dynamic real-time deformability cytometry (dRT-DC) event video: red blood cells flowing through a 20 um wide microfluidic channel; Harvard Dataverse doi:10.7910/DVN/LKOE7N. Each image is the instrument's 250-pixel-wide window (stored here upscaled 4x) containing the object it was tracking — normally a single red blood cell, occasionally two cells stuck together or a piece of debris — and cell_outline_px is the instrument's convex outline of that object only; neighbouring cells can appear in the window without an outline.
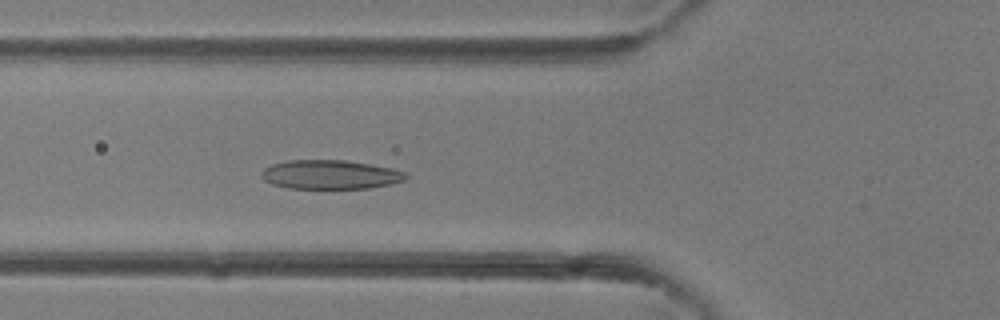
{"species": "common noctule bat (a hibernating species)", "species_latin": "Nyctalus noctula", "temperature_condition": "room temperature", "stored_images_in_passage": 41, "camera_frame_rate_fps": 3000, "um_per_image_px": 0.085, "animal": {"sex": "female"}, "frame": {"image": 1, "passage_image": 14, "time_ms": 4.333, "image_size_px": [1000, 320], "cell_outline_px": [[408, 176], [404, 180], [388, 184], [368, 188], [288, 188], [272, 184], [264, 180], [260, 176], [260, 172], [264, 168], [272, 164], [288, 160], [344, 160], [392, 168], [408, 172]], "centroid_in_image_um": [28.04, 14.83], "position_along_channel_um": 97.8, "area_um2": 24.39}}
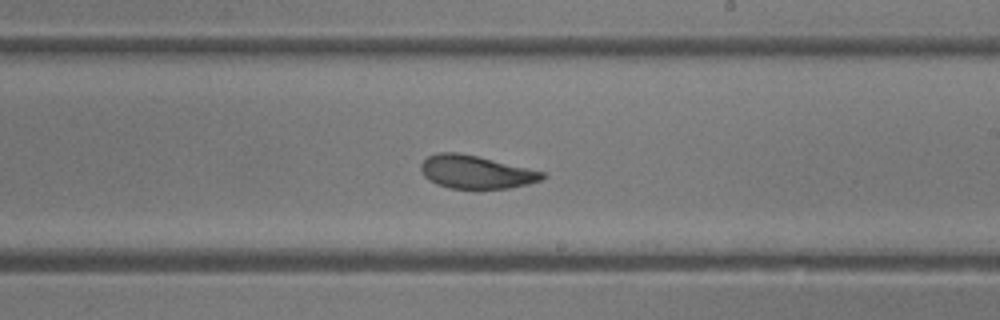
{"frame": {"image": 2, "passage_image": 23, "time_ms": 7.333, "image_size_px": [1000, 320], "cell_outline_px": [[548, 176], [540, 180], [528, 184], [508, 188], [476, 192], [448, 188], [436, 184], [428, 180], [424, 176], [420, 168], [420, 164], [428, 156], [436, 152], [456, 152], [476, 156], [528, 168], [544, 172]], "centroid_in_image_um": [40.42, 14.67], "position_along_channel_um": 248.6, "area_um2": 24.16}}
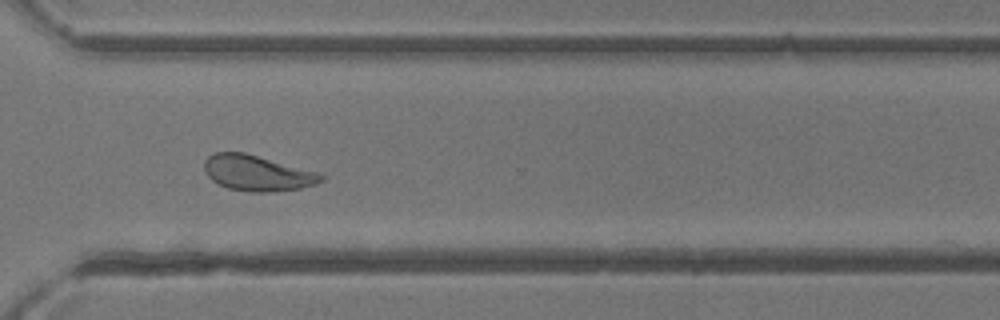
{"frame": {"image": 3, "passage_image": 29, "time_ms": 9.333, "image_size_px": [1000, 320], "cell_outline_px": [[324, 180], [316, 184], [300, 188], [272, 192], [252, 192], [228, 188], [212, 180], [204, 172], [204, 160], [208, 156], [216, 152], [244, 152], [316, 172], [324, 176]], "centroid_in_image_um": [21.83, 14.71], "position_along_channel_um": 348.8, "area_um2": 24.04}}